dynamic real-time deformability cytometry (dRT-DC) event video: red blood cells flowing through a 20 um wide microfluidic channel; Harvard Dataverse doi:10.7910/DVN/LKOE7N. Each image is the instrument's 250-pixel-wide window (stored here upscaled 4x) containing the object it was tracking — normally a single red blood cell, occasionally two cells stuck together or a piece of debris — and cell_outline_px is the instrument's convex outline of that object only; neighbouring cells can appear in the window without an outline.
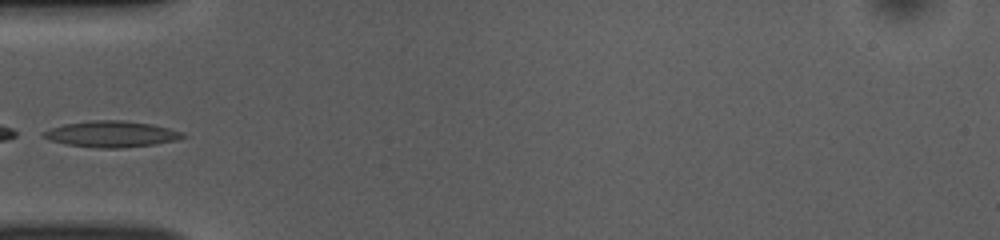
{"species": "common noctule bat (a hibernating species)", "species_latin": "Nyctalus noctula", "temperature_condition": "room temperature", "stored_images_in_passage": 34, "camera_frame_rate_fps": 3000, "um_per_image_px": 0.085, "animal": {"sex": "female", "body_mass_g": 10.0, "forearm_length_mm": 53.1}, "frame": {"image": 1, "passage_image": 1, "time_ms": 0.0, "image_size_px": [1000, 240], "cell_outline_px": [[188, 136], [176, 140], [156, 144], [120, 148], [100, 148], [64, 144], [40, 136], [44, 132], [52, 128], [64, 124], [92, 120], [124, 120], [152, 124], [184, 132]], "centroid_in_image_um": [9.51, 11.39], "position_along_channel_um": 75.5, "area_um2": 21.21}}
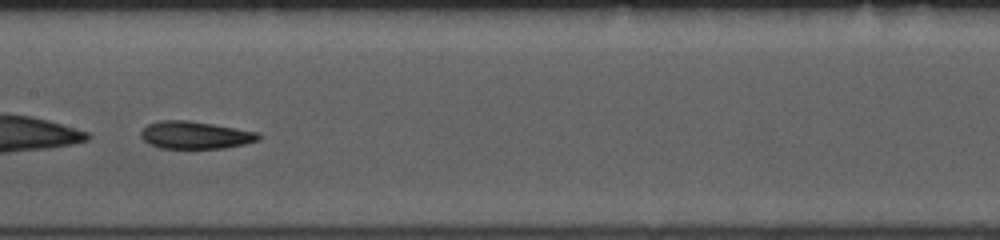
{"frame": {"image": 2, "passage_image": 10, "time_ms": 3.0, "image_size_px": [1000, 240], "cell_outline_px": [[260, 140], [244, 144], [224, 148], [160, 148], [148, 144], [140, 136], [140, 132], [148, 124], [160, 120], [188, 120], [260, 132]], "centroid_in_image_um": [16.59, 11.48], "position_along_channel_um": 190.8, "area_um2": 18.9}}
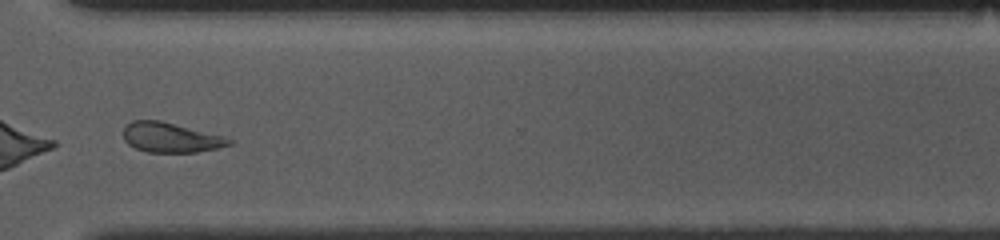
{"frame": {"image": 3, "passage_image": 23, "time_ms": 7.333, "image_size_px": [1000, 240], "cell_outline_px": [[236, 140], [232, 144], [216, 148], [196, 152], [148, 152], [136, 148], [128, 144], [124, 140], [124, 124], [132, 120], [160, 120], [224, 136]], "centroid_in_image_um": [14.51, 11.68], "position_along_channel_um": 356.1, "area_um2": 18.44}}